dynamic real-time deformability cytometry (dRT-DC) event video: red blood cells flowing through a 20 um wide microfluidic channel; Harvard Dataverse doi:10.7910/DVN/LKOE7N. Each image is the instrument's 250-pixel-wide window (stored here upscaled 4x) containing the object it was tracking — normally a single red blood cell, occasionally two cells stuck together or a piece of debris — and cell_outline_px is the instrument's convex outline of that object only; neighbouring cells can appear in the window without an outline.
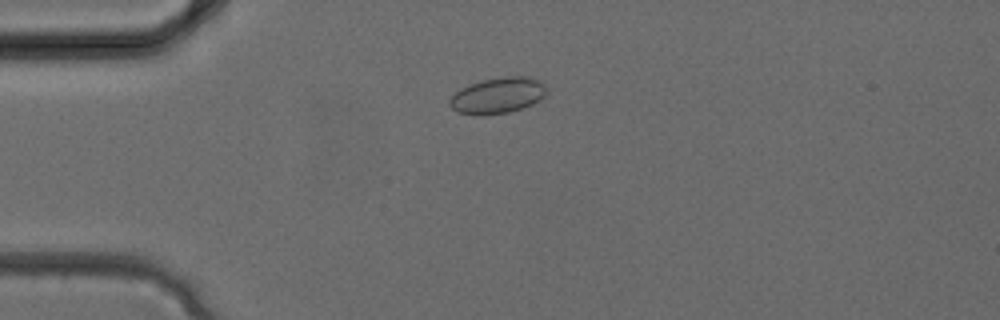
{"species": "common noctule bat (a hibernating species)", "species_latin": "Nyctalus noctula", "temperature_condition": "cold", "stored_images_in_passage": 32, "camera_frame_rate_fps": 3000, "um_per_image_px": 0.085, "animal": {"sex": "female", "body_mass_g": 24.6, "forearm_length_mm": 56.2}, "frame": {"image": 1, "passage_image": 7, "time_ms": 2.0, "image_size_px": [1000, 320], "cell_outline_px": [[544, 96], [532, 104], [508, 112], [484, 116], [460, 112], [452, 108], [448, 104], [448, 100], [460, 88], [484, 80], [504, 76], [532, 76], [544, 80]], "centroid_in_image_um": [42.32, 8.1], "position_along_channel_um": 42.7, "area_um2": 20.23}}
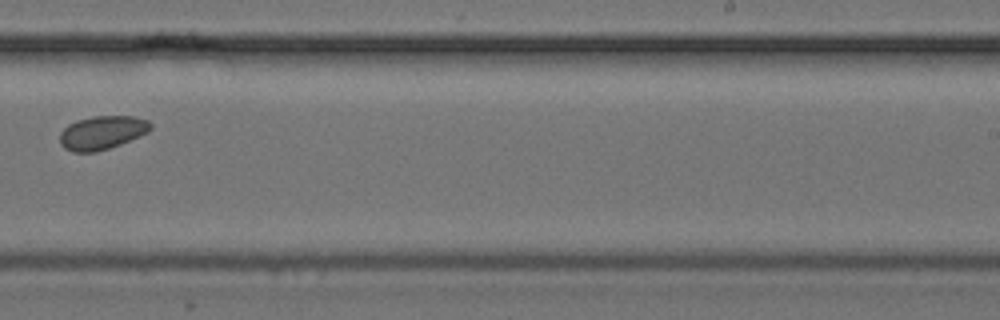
{"frame": {"image": 2, "passage_image": 20, "time_ms": 6.333, "image_size_px": [1000, 320], "cell_outline_px": [[152, 128], [148, 132], [120, 144], [96, 152], [72, 152], [64, 148], [60, 144], [60, 132], [68, 124], [76, 120], [92, 116], [132, 116], [148, 120], [152, 124]], "centroid_in_image_um": [8.66, 11.27], "position_along_channel_um": 280.3, "area_um2": 17.8}}
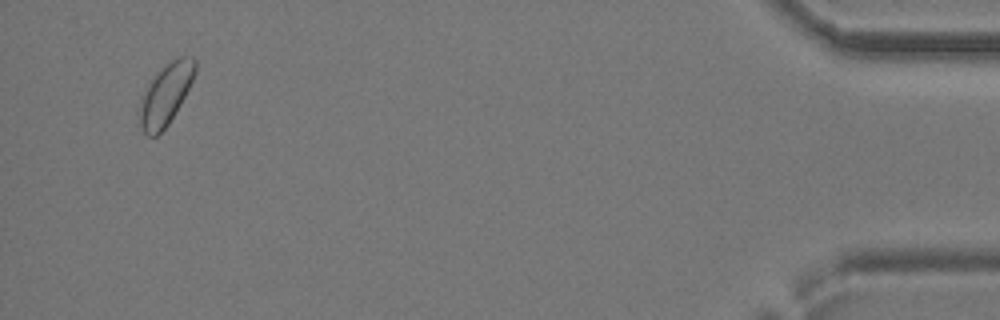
{"frame": {"image": 3, "passage_image": 31, "time_ms": 10.0, "image_size_px": [1000, 320], "cell_outline_px": [[196, 72], [180, 104], [168, 124], [156, 136], [148, 136], [144, 132], [140, 124], [136, 112], [140, 100], [148, 84], [156, 72], [172, 60], [180, 56], [192, 56], [196, 60]], "centroid_in_image_um": [14.05, 8.02], "position_along_channel_um": 421.2, "area_um2": 19.77}}